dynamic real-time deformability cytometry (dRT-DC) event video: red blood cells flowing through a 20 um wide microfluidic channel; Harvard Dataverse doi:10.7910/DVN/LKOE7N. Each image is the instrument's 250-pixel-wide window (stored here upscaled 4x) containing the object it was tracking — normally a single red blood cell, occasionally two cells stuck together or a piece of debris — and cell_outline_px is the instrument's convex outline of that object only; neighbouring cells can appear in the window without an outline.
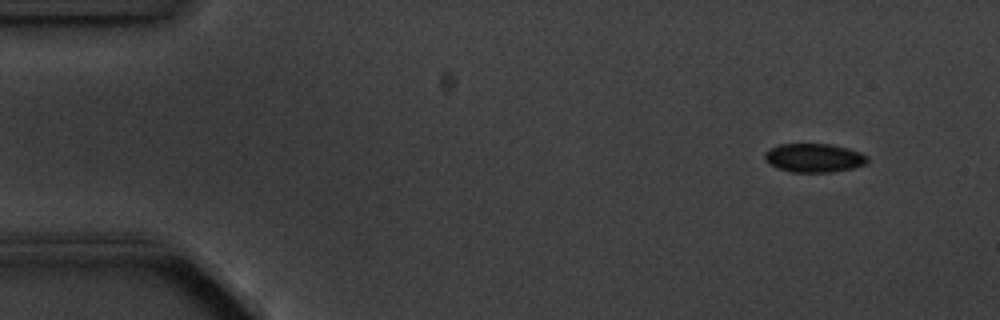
{"species": "common noctule bat (a hibernating species)", "species_latin": "Nyctalus noctula", "temperature_condition": "cold", "stored_images_in_passage": 4, "camera_frame_rate_fps": 3000, "um_per_image_px": 0.085, "animal": {"sex": "male", "body_mass_g": 20.1, "forearm_length_mm": 53.5}, "frame": {"image": 1, "passage_image": 1, "time_ms": 0.0, "image_size_px": [1000, 320], "cell_outline_px": [[868, 160], [864, 164], [852, 168], [832, 172], [792, 172], [776, 168], [768, 164], [764, 160], [764, 152], [768, 148], [780, 144], [828, 144], [848, 148], [860, 152], [868, 156]], "centroid_in_image_um": [69.13, 13.42], "position_along_channel_um": 15.9, "area_um2": 17.34}}
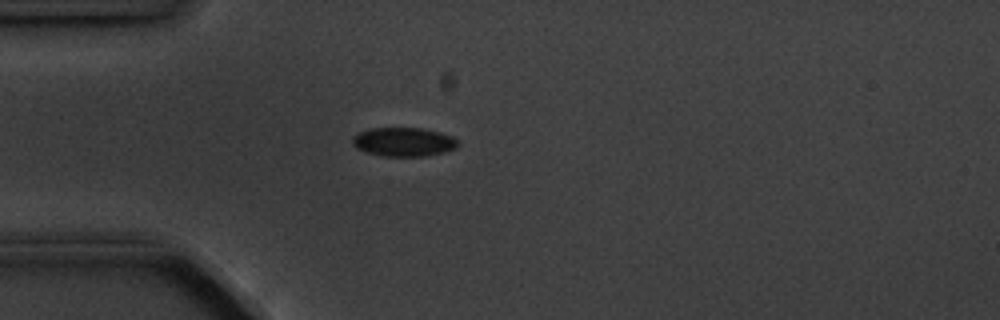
{"frame": {"image": 2, "passage_image": 4, "time_ms": 3.333, "image_size_px": [1000, 320], "cell_outline_px": [[460, 144], [456, 148], [444, 152], [424, 156], [380, 156], [356, 148], [352, 144], [352, 136], [360, 132], [372, 128], [424, 128], [440, 132], [452, 136]], "centroid_in_image_um": [34.31, 12.06], "position_along_channel_um": 50.7, "area_um2": 17.8}}